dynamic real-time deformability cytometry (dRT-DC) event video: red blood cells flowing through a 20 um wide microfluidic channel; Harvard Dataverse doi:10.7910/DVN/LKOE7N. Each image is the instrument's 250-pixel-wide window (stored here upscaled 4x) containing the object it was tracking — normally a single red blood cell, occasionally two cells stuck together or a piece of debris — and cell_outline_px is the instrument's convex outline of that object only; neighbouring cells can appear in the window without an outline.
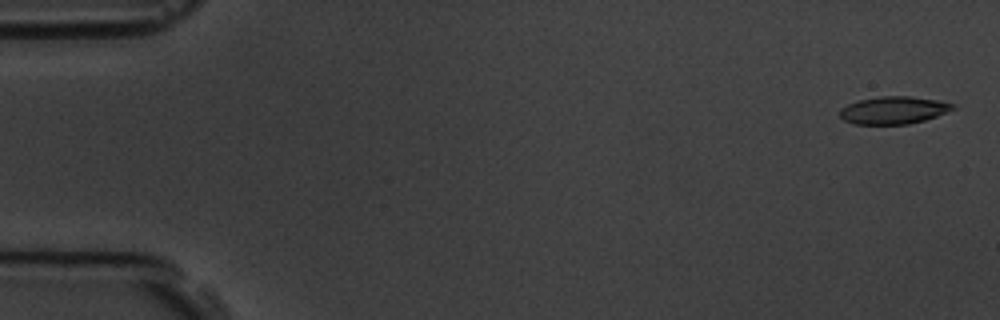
{"species": "common noctule bat (a hibernating species)", "species_latin": "Nyctalus noctula", "temperature_condition": "room temperature", "stored_images_in_passage": 4, "camera_frame_rate_fps": 3000, "um_per_image_px": 0.085, "animal": {"sex": "male", "body_mass_g": 19.5, "forearm_length_mm": 54.6}, "frame": {"image": 1, "passage_image": 1, "time_ms": 0.0, "image_size_px": [1000, 320], "cell_outline_px": [[956, 108], [936, 116], [924, 120], [908, 124], [852, 124], [844, 120], [840, 116], [840, 108], [848, 104], [860, 100], [880, 96], [908, 96], [936, 100], [956, 104]], "centroid_in_image_um": [75.94, 9.37], "position_along_channel_um": 9.1, "area_um2": 18.03}}